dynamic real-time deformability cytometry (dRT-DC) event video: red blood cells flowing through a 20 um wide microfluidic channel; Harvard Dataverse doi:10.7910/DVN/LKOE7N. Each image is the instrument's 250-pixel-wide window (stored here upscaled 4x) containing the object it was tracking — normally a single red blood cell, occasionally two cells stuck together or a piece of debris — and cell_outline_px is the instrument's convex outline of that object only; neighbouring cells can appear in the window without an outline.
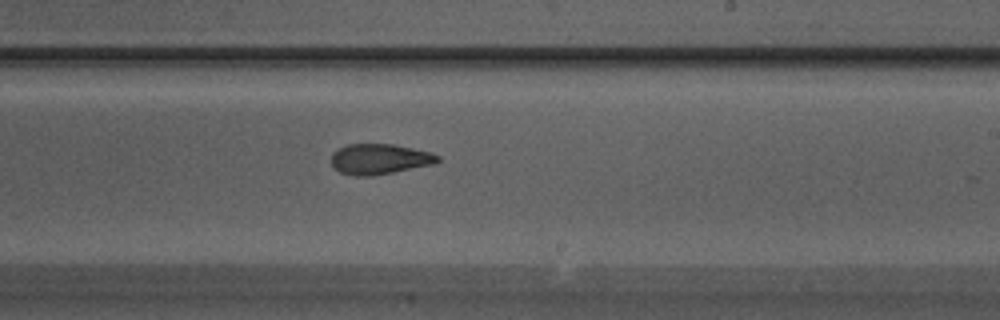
{"species": "Egyptian fruit bat (a non-hibernating species)", "species_latin": "Rousettus aegyptiacus", "temperature_condition": "warm", "stored_images_in_passage": 25, "camera_frame_rate_fps": 3000, "um_per_image_px": 0.085, "animal": {"sex": "male"}, "frame": {"image": 1, "passage_image": 15, "time_ms": 4.667, "image_size_px": [1000, 320], "cell_outline_px": [[440, 160], [432, 164], [372, 176], [352, 176], [340, 172], [332, 168], [332, 152], [348, 144], [392, 144], [428, 152], [440, 156]], "centroid_in_image_um": [32.2, 13.53], "position_along_channel_um": 256.8, "area_um2": 18.67}}